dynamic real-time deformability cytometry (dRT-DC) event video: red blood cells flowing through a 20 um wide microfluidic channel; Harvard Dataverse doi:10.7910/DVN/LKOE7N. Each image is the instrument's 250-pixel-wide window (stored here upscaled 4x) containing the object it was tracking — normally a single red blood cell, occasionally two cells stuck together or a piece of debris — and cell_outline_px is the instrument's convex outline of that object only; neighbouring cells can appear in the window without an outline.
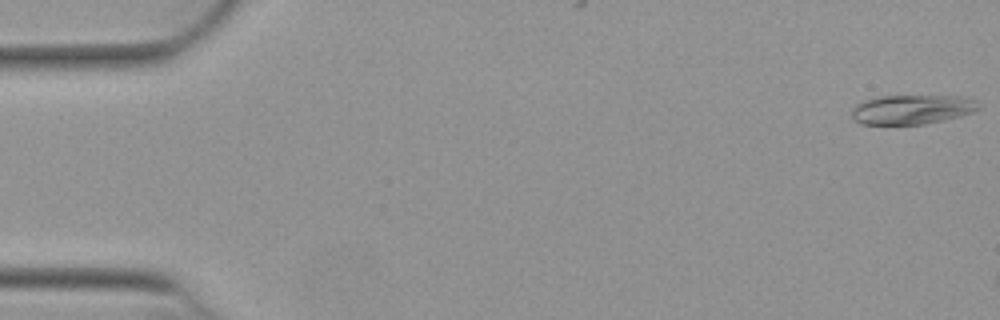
{"species": "Egyptian fruit bat (a non-hibernating species)", "species_latin": "Rousettus aegyptiacus", "temperature_condition": "warm", "stored_images_in_passage": 8, "camera_frame_rate_fps": 3000, "um_per_image_px": 0.085, "animal": {"sex": "female"}, "frame": {"image": 1, "passage_image": 1, "time_ms": 0.0, "image_size_px": [1000, 320], "cell_outline_px": [[980, 108], [976, 112], [944, 120], [924, 124], [860, 124], [852, 120], [852, 108], [856, 104], [864, 100], [880, 96], [964, 96], [976, 100]], "centroid_in_image_um": [77.53, 9.3], "position_along_channel_um": 7.5, "area_um2": 21.96}}